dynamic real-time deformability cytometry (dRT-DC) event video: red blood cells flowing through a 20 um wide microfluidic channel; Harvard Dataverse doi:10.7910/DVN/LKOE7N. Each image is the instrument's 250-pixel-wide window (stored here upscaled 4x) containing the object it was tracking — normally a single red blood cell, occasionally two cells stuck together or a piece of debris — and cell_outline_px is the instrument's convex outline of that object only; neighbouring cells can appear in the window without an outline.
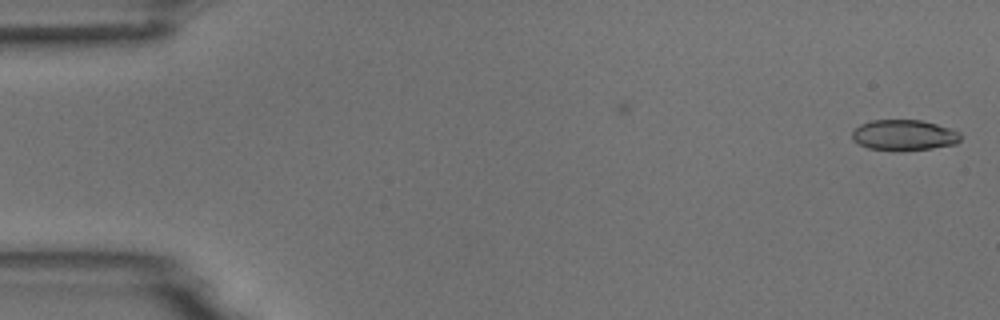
{"species": "common noctule bat (a hibernating species)", "species_latin": "Nyctalus noctula", "temperature_condition": "room temperature", "stored_images_in_passage": 9, "camera_frame_rate_fps": 3000, "um_per_image_px": 0.085, "animal": {"sex": "male", "body_mass_g": 18.8}, "frame": {"image": 1, "passage_image": 1, "time_ms": 0.0, "image_size_px": [1000, 320], "cell_outline_px": [[960, 140], [956, 144], [932, 148], [900, 152], [896, 152], [868, 148], [852, 140], [852, 132], [860, 124], [872, 120], [920, 120], [952, 128], [960, 132]], "centroid_in_image_um": [76.84, 11.5], "position_along_channel_um": 8.2, "area_um2": 19.71}}